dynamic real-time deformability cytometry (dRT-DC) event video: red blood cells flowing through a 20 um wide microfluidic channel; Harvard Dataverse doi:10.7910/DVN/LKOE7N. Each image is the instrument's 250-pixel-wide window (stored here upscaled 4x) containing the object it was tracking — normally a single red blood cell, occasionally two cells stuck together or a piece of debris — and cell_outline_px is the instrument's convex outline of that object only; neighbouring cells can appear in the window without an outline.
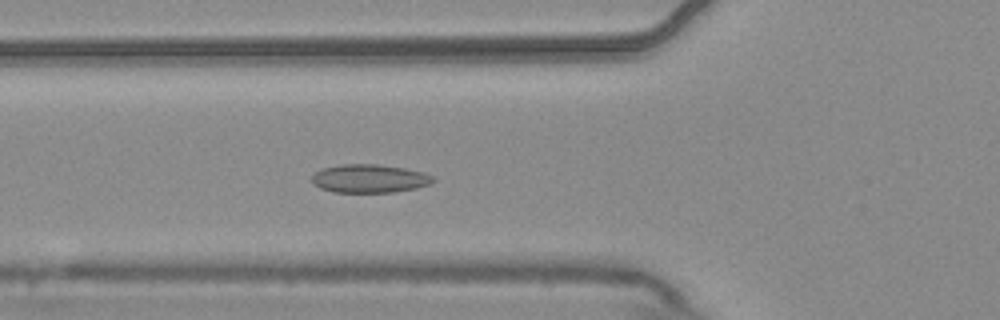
{"species": "common noctule bat (a hibernating species)", "species_latin": "Nyctalus noctula", "temperature_condition": "warm", "stored_images_in_passage": 4, "camera_frame_rate_fps": 3000, "um_per_image_px": 0.085, "animal": {"sex": "male", "body_mass_g": 20.4}, "frame": {"image": 1, "passage_image": 4, "time_ms": 1.0, "image_size_px": [1000, 320], "cell_outline_px": [[436, 180], [428, 184], [416, 188], [392, 192], [332, 192], [320, 188], [312, 184], [312, 176], [320, 168], [340, 164], [376, 164], [404, 168], [424, 172], [436, 176]], "centroid_in_image_um": [31.4, 15.17], "position_along_channel_um": 94.4, "area_um2": 20.23}}